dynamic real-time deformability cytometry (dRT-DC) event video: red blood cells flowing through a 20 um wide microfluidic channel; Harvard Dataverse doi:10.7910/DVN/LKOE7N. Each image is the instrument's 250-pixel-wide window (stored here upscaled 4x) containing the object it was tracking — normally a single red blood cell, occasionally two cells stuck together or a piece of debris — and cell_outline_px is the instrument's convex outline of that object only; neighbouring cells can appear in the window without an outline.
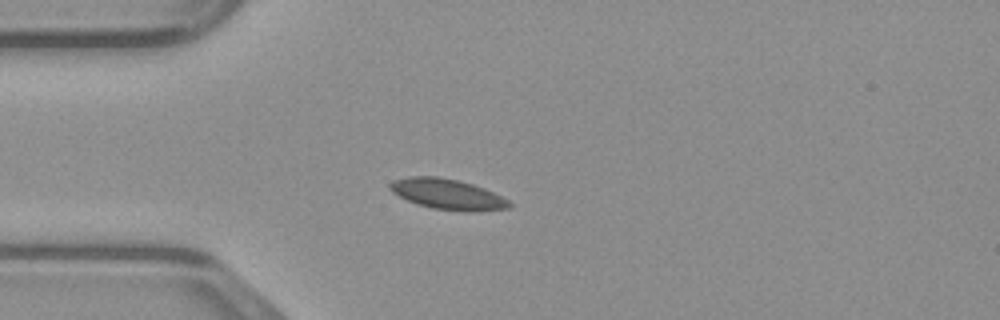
{"species": "common noctule bat (a hibernating species)", "species_latin": "Nyctalus noctula", "temperature_condition": "warm", "stored_images_in_passage": 37, "camera_frame_rate_fps": 3000, "um_per_image_px": 0.085, "animal": {"sex": "male", "body_mass_g": 23.1, "forearm_length_mm": 52.7}, "frame": {"image": 1, "passage_image": 12, "time_ms": 3.667, "image_size_px": [1000, 320], "cell_outline_px": [[512, 204], [508, 208], [476, 212], [468, 212], [432, 208], [416, 204], [392, 192], [388, 188], [388, 184], [392, 180], [408, 176], [436, 176], [456, 180], [472, 184], [484, 188], [508, 200]], "centroid_in_image_um": [38.0, 16.51], "position_along_channel_um": 47.0, "area_um2": 21.21}}
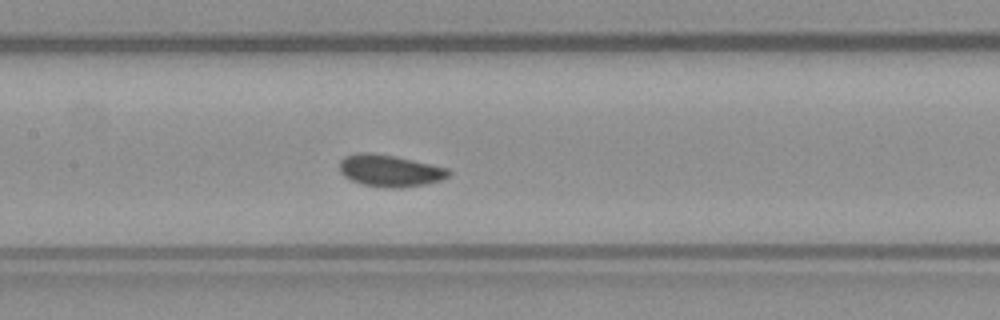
{"frame": {"image": 2, "passage_image": 22, "time_ms": 7.0, "image_size_px": [1000, 320], "cell_outline_px": [[452, 172], [448, 176], [440, 180], [424, 184], [396, 188], [384, 188], [364, 184], [352, 180], [344, 176], [340, 172], [340, 160], [344, 156], [356, 152], [372, 152], [396, 156], [432, 164], [448, 168]], "centroid_in_image_um": [33.12, 14.49], "position_along_channel_um": 174.3, "area_um2": 20.35}}
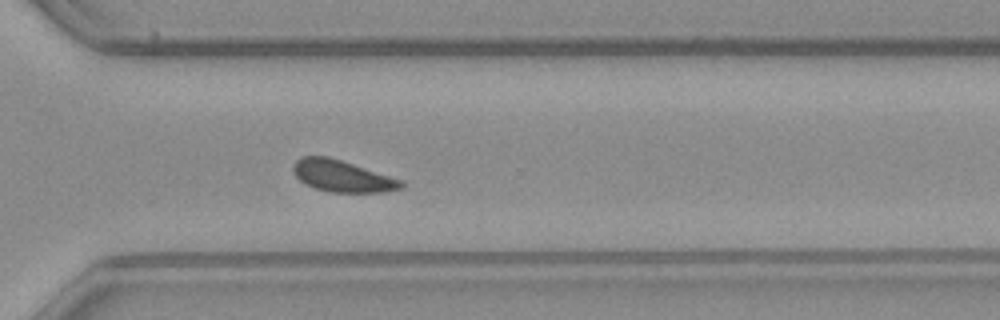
{"frame": {"image": 3, "passage_image": 34, "time_ms": 11.0, "image_size_px": [1000, 320], "cell_outline_px": [[404, 188], [384, 192], [332, 192], [312, 188], [304, 184], [296, 176], [292, 168], [292, 164], [300, 156], [328, 156], [404, 180]], "centroid_in_image_um": [29.09, 14.97], "position_along_channel_um": 341.5, "area_um2": 20.11}}